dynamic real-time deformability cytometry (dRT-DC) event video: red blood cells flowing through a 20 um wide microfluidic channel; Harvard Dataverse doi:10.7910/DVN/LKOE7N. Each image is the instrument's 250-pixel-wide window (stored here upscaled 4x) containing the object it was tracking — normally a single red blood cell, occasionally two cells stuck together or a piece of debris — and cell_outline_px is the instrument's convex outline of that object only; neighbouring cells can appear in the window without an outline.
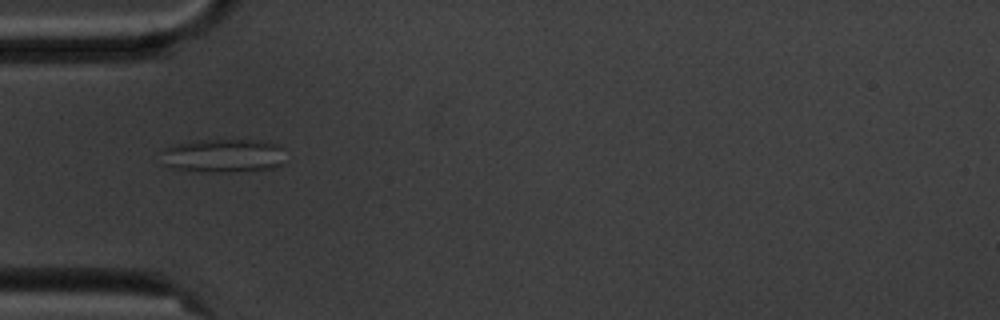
{"species": "common noctule bat (a hibernating species)", "species_latin": "Nyctalus noctula", "temperature_condition": "cold", "stored_images_in_passage": 6, "camera_frame_rate_fps": 3000, "um_per_image_px": 0.085, "animal": {"sex": "male", "body_mass_g": 20.1, "forearm_length_mm": 53.5}, "frame": {"image": 1, "passage_image": 4, "time_ms": 4.667, "image_size_px": [1000, 320], "cell_outline_px": [[284, 164], [276, 168], [228, 172], [216, 172], [172, 168], [164, 164], [164, 148], [176, 144], [192, 140], [268, 140], [276, 144], [280, 148]], "centroid_in_image_um": [19.02, 13.22], "position_along_channel_um": 66.0, "area_um2": 24.22}}
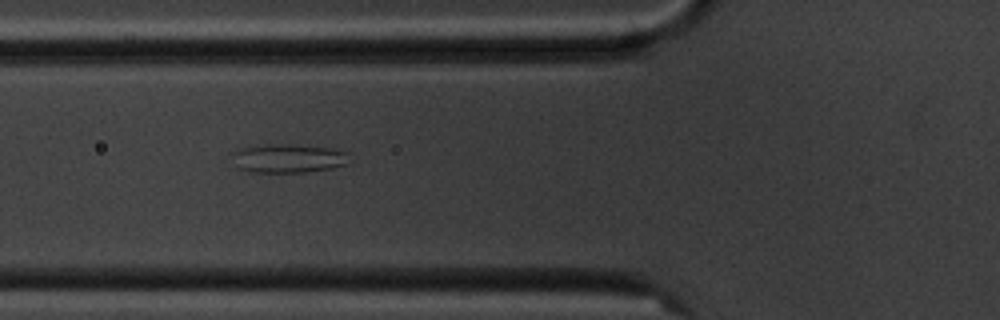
{"frame": {"image": 2, "passage_image": 5, "time_ms": 5.667, "image_size_px": [1000, 320], "cell_outline_px": [[348, 164], [332, 168], [304, 172], [248, 172], [236, 168], [232, 152], [244, 148], [268, 144], [296, 144], [328, 148], [348, 152]], "centroid_in_image_um": [24.5, 13.46], "position_along_channel_um": 101.3, "area_um2": 19.65}}
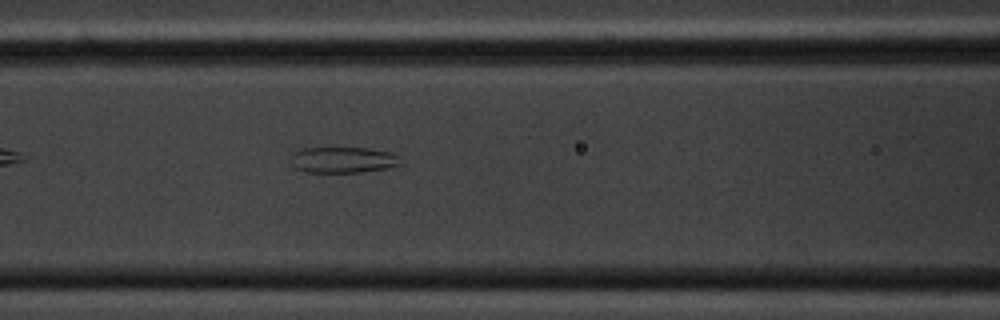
{"frame": {"image": 3, "passage_image": 6, "time_ms": 6.667, "image_size_px": [1000, 320], "cell_outline_px": [[400, 164], [384, 168], [360, 172], [304, 172], [296, 168], [292, 164], [292, 152], [304, 148], [368, 148], [392, 152], [396, 156]], "centroid_in_image_um": [29.1, 13.58], "position_along_channel_um": 137.5, "area_um2": 16.36}}